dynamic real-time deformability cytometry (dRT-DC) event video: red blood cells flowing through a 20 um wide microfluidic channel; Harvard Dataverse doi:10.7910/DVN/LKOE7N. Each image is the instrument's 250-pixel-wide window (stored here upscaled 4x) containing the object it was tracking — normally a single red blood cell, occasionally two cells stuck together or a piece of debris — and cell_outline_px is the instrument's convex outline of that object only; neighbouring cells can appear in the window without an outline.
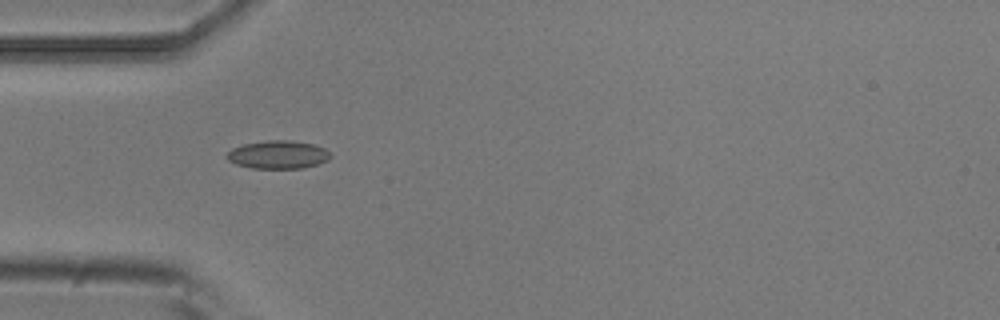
{"species": "common noctule bat (a hibernating species)", "species_latin": "Nyctalus noctula", "temperature_condition": "room temperature", "stored_images_in_passage": 6, "camera_frame_rate_fps": 3000, "um_per_image_px": 0.085, "animal": {"sex": "male", "body_mass_g": 20.5, "forearm_length_mm": 52.5}, "frame": {"image": 1, "passage_image": 1, "time_ms": 0.0, "image_size_px": [1000, 320], "cell_outline_px": [[332, 156], [328, 160], [304, 168], [252, 168], [236, 164], [228, 160], [228, 152], [232, 148], [244, 144], [268, 140], [292, 140], [316, 144], [324, 148]], "centroid_in_image_um": [23.66, 13.14], "position_along_channel_um": 61.3, "area_um2": 16.94}}
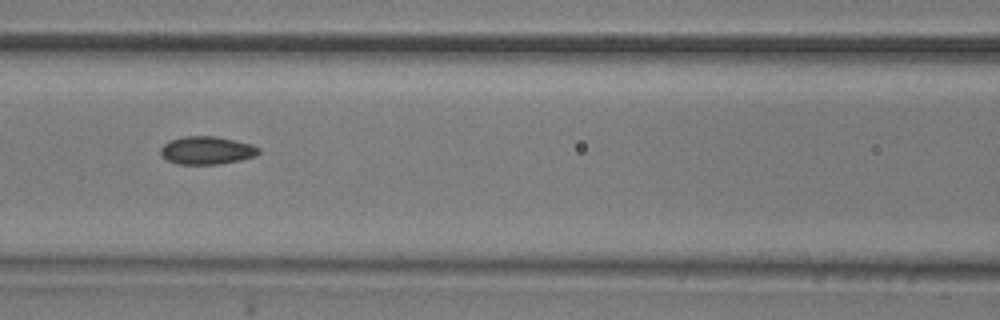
{"frame": {"image": 2, "passage_image": 3, "time_ms": 0.667, "image_size_px": [1000, 320], "cell_outline_px": [[260, 152], [256, 156], [240, 160], [220, 164], [176, 164], [160, 156], [160, 148], [168, 140], [184, 136], [216, 136], [252, 144], [260, 148]], "centroid_in_image_um": [17.56, 12.78], "position_along_channel_um": 149.0, "area_um2": 16.18}}
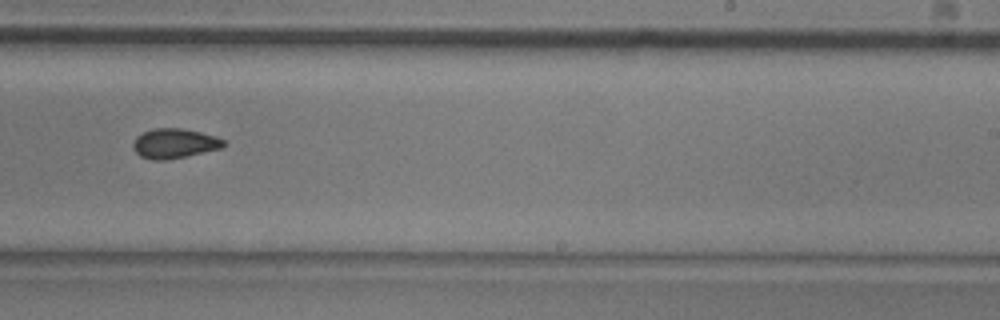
{"frame": {"image": 3, "passage_image": 6, "time_ms": 1.667, "image_size_px": [1000, 320], "cell_outline_px": [[228, 144], [220, 148], [184, 156], [164, 160], [152, 160], [140, 156], [132, 148], [132, 144], [136, 136], [152, 128], [180, 128], [200, 132], [216, 136], [224, 140]], "centroid_in_image_um": [14.8, 12.18], "position_along_channel_um": 274.2, "area_um2": 15.61}}